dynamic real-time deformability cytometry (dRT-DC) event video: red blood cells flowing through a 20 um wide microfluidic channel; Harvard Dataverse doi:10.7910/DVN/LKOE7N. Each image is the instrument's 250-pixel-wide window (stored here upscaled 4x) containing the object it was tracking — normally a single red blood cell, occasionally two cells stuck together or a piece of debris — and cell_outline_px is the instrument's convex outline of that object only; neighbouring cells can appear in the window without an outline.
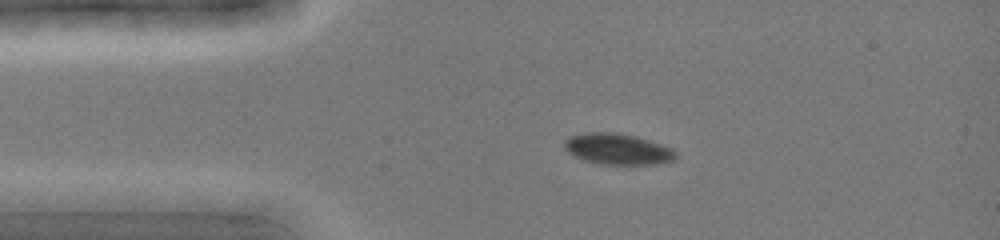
{"species": "common noctule bat (a hibernating species)", "species_latin": "Nyctalus noctula", "temperature_condition": "cold", "stored_images_in_passage": 43, "camera_frame_rate_fps": 3000, "um_per_image_px": 0.085, "animal": {"sex": "female", "body_mass_g": 19.0, "forearm_length_mm": 51.5}, "frame": {"image": 1, "passage_image": 8, "time_ms": 2.333, "image_size_px": [1000, 240], "cell_outline_px": [[676, 156], [672, 160], [656, 164], [600, 164], [584, 160], [568, 152], [564, 148], [564, 140], [572, 136], [588, 132], [612, 132], [636, 136], [668, 148], [676, 152]], "centroid_in_image_um": [52.44, 12.67], "position_along_channel_um": 32.6, "area_um2": 19.65}}
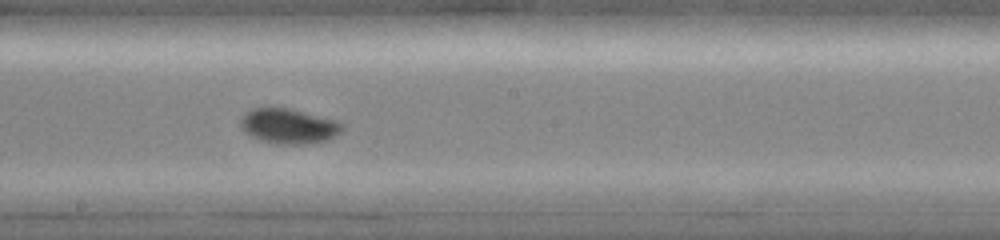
{"frame": {"image": 2, "passage_image": 23, "time_ms": 7.333, "image_size_px": [1000, 240], "cell_outline_px": [[344, 128], [336, 136], [328, 140], [308, 144], [276, 144], [260, 140], [244, 132], [240, 128], [240, 120], [244, 112], [252, 108], [268, 104], [288, 108], [336, 120], [344, 124]], "centroid_in_image_um": [24.49, 10.69], "position_along_channel_um": 223.7, "area_um2": 21.44}}
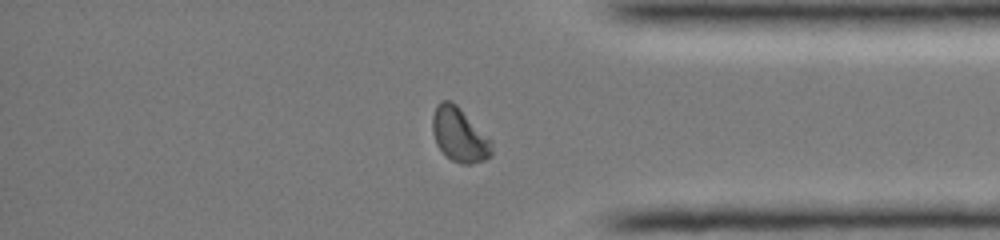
{"frame": {"image": 3, "passage_image": 35, "time_ms": 11.333, "image_size_px": [1000, 240], "cell_outline_px": [[492, 156], [484, 160], [472, 164], [460, 164], [452, 160], [436, 144], [432, 132], [432, 116], [436, 104], [440, 100], [452, 100], [492, 140]], "centroid_in_image_um": [39.05, 11.44], "position_along_channel_um": 396.2, "area_um2": 18.84}}